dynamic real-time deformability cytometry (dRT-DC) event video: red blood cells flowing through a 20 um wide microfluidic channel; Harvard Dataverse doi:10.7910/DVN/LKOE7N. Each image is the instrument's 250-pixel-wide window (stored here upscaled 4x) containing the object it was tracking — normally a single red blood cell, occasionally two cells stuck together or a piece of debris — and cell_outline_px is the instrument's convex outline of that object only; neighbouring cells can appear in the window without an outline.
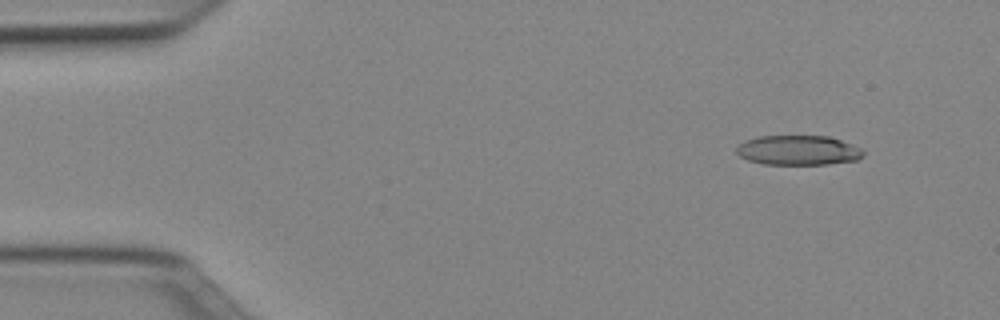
{"species": "Egyptian fruit bat (a non-hibernating species)", "species_latin": "Rousettus aegyptiacus", "temperature_condition": "cold", "stored_images_in_passage": 45, "camera_frame_rate_fps": 3000, "um_per_image_px": 0.085, "animal": {"sex": "female"}, "frame": {"image": 1, "passage_image": 1, "time_ms": 0.0, "image_size_px": [1000, 320], "cell_outline_px": [[864, 156], [856, 160], [828, 164], [764, 164], [748, 160], [740, 156], [736, 152], [736, 148], [744, 140], [756, 136], [828, 136], [840, 140], [860, 148], [864, 152]], "centroid_in_image_um": [67.82, 12.77], "position_along_channel_um": 17.2, "area_um2": 21.91}}
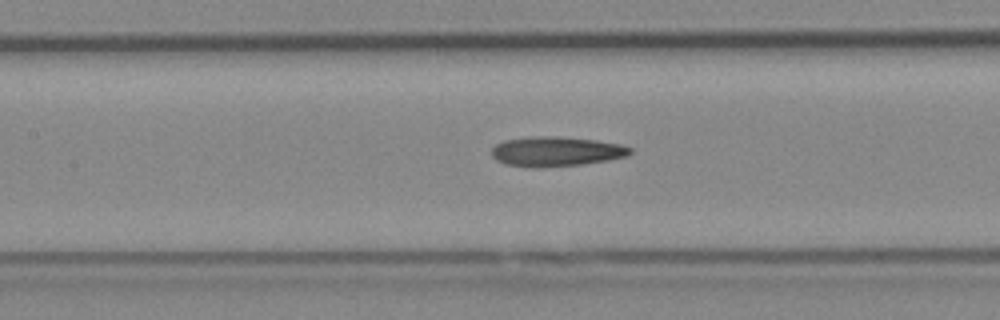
{"frame": {"image": 2, "passage_image": 19, "time_ms": 6.0, "image_size_px": [1000, 320], "cell_outline_px": [[632, 152], [628, 156], [608, 160], [580, 164], [536, 168], [532, 168], [504, 164], [496, 160], [492, 156], [492, 148], [496, 144], [504, 140], [532, 136], [556, 136], [596, 140], [620, 144], [632, 148]], "centroid_in_image_um": [47.25, 12.87], "position_along_channel_um": 160.1, "area_um2": 24.1}}
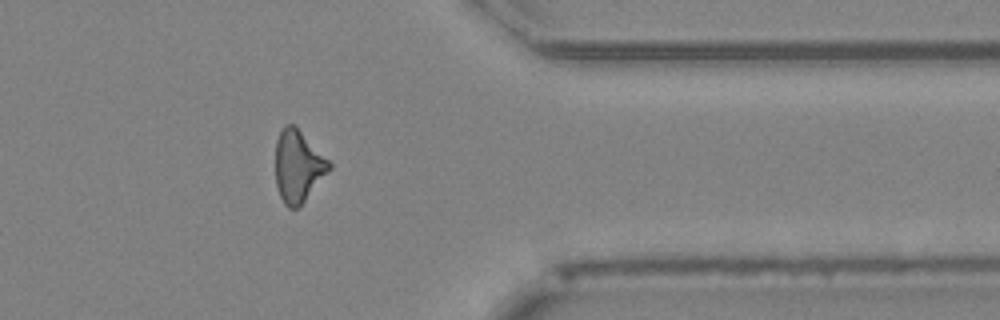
{"frame": {"image": 3, "passage_image": 37, "time_ms": 12.0, "image_size_px": [1000, 320], "cell_outline_px": [[332, 168], [300, 208], [288, 208], [284, 204], [280, 196], [276, 184], [276, 140], [284, 124], [292, 124], [332, 164]], "centroid_in_image_um": [25.33, 14.19], "position_along_channel_um": 386.1, "area_um2": 22.31}, "authors_computed_cell_mechanics": {"area_um2": 22.831, "velocity_mm_per_s": 3.9943, "shape_relaxation_time_tau1_ms": null, "shape_relaxation_time_tau2_ms": 3.9758, "deformation_change_tau1": null, "deformation_change_tau2": 0.1657}}